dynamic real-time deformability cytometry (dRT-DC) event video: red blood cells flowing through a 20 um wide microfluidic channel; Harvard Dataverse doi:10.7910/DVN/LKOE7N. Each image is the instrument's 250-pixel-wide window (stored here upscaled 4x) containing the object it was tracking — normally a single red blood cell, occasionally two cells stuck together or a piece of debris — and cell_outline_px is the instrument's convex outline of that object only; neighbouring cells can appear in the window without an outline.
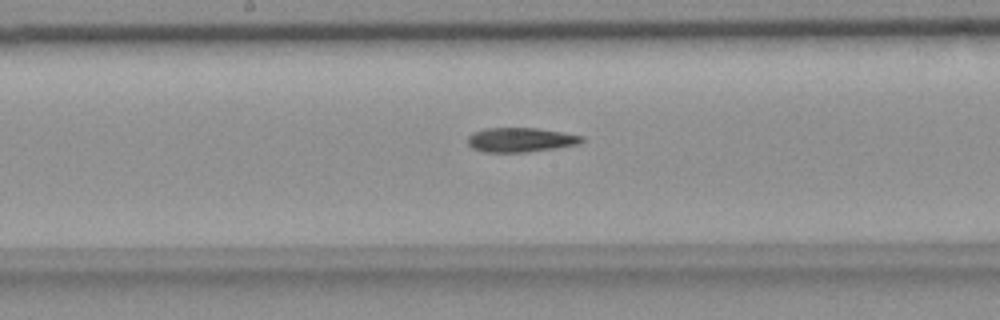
{"species": "common noctule bat (a hibernating species)", "species_latin": "Nyctalus noctula", "temperature_condition": "room temperature", "stored_images_in_passage": 46, "camera_frame_rate_fps": 3000, "um_per_image_px": 0.085, "animal": {"sex": "female", "body_mass_g": 18.4}, "frame": {"image": 1, "passage_image": 29, "time_ms": 9.333, "image_size_px": [1000, 320], "cell_outline_px": [[584, 140], [580, 144], [556, 148], [528, 152], [484, 152], [472, 148], [468, 144], [468, 136], [472, 132], [484, 128], [540, 128], [564, 132], [584, 136]], "centroid_in_image_um": [44.27, 11.88], "position_along_channel_um": 203.9, "area_um2": 16.47}}
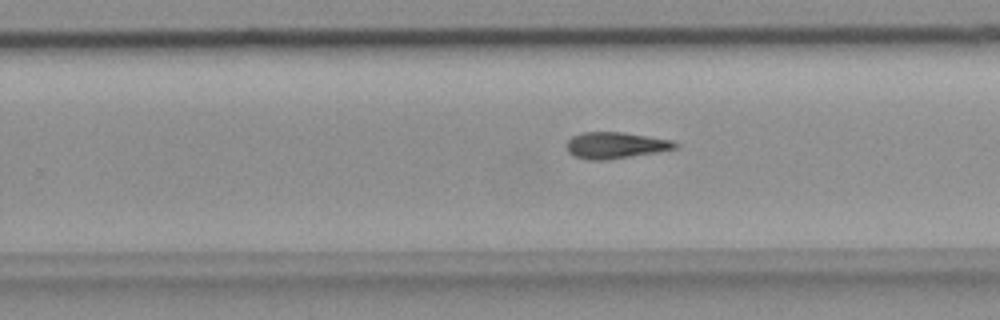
{"frame": {"image": 2, "passage_image": 35, "time_ms": 11.333, "image_size_px": [1000, 320], "cell_outline_px": [[680, 144], [676, 148], [656, 152], [608, 160], [588, 160], [576, 156], [568, 152], [568, 140], [572, 136], [584, 132], [620, 132], [672, 140]], "centroid_in_image_um": [52.33, 12.35], "position_along_channel_um": 277.5, "area_um2": 16.47}}
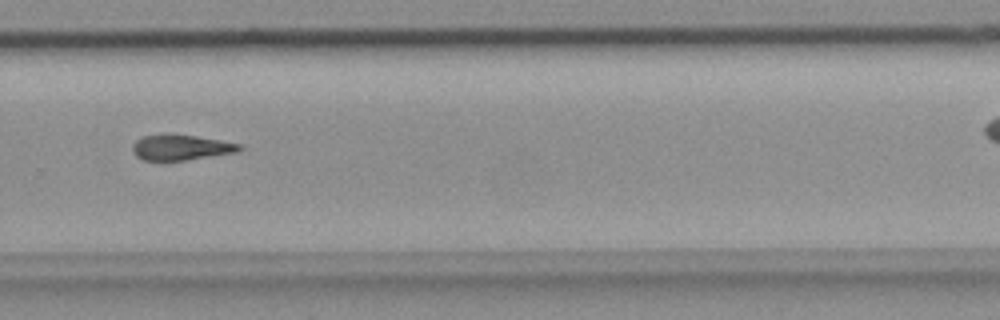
{"frame": {"image": 3, "passage_image": 38, "time_ms": 12.333, "image_size_px": [1000, 320], "cell_outline_px": [[244, 148], [236, 152], [184, 160], [144, 160], [136, 156], [132, 152], [132, 144], [136, 140], [144, 136], [164, 132], [168, 132], [196, 136], [240, 144]], "centroid_in_image_um": [15.32, 12.5], "position_along_channel_um": 314.5, "area_um2": 16.01}}